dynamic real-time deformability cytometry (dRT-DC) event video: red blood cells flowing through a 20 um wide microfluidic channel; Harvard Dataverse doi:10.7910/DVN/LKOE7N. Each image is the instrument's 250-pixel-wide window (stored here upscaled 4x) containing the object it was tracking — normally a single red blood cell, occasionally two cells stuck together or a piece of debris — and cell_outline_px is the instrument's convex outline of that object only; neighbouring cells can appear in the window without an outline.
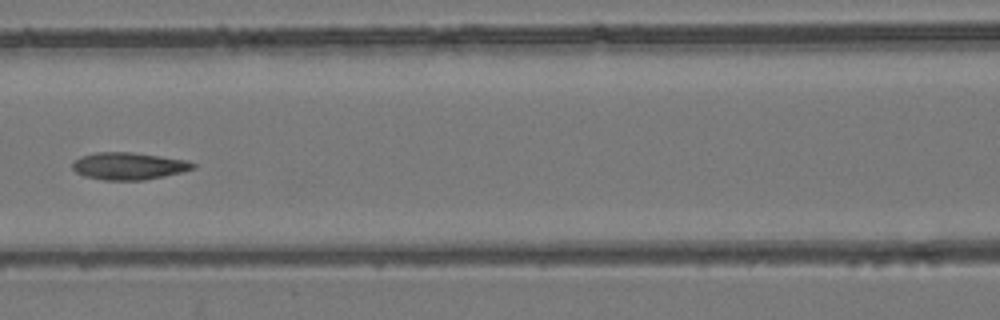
{"species": "common noctule bat (a hibernating species)", "species_latin": "Nyctalus noctula", "temperature_condition": "room temperature", "stored_images_in_passage": 8, "camera_frame_rate_fps": 3000, "um_per_image_px": 0.085, "animal": {"sex": "female", "body_mass_g": 24.6, "forearm_length_mm": 56.2}, "frame": {"image": 1, "passage_image": 8, "time_ms": 8.0, "image_size_px": [1000, 320], "cell_outline_px": [[196, 168], [164, 176], [144, 180], [104, 180], [84, 176], [76, 172], [72, 168], [72, 160], [80, 156], [96, 152], [132, 152], [188, 160], [196, 164]], "centroid_in_image_um": [10.92, 14.1], "position_along_channel_um": 155.7, "area_um2": 19.25}}